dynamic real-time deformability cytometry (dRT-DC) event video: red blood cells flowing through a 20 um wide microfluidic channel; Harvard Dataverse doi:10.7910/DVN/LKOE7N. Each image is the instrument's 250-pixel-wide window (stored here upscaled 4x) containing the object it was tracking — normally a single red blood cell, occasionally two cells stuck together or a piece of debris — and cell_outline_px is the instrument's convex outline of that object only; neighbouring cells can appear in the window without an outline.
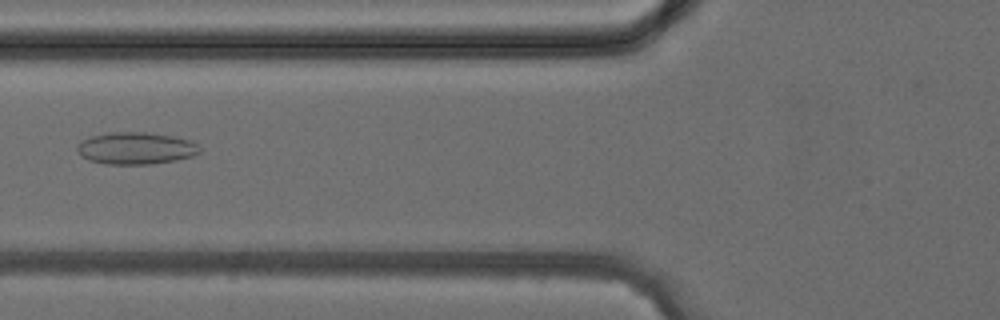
{"species": "common noctule bat (a hibernating species)", "species_latin": "Nyctalus noctula", "temperature_condition": "cold", "stored_images_in_passage": 40, "camera_frame_rate_fps": 3000, "um_per_image_px": 0.085, "animal": {"sex": "female", "body_mass_g": 24.6, "forearm_length_mm": 56.2}, "frame": {"image": 1, "passage_image": 15, "time_ms": 4.667, "image_size_px": [1000, 320], "cell_outline_px": [[200, 152], [192, 156], [176, 160], [152, 164], [108, 164], [88, 160], [80, 156], [76, 148], [76, 144], [80, 140], [92, 136], [108, 132], [144, 132], [172, 136], [188, 140], [196, 144], [200, 148]], "centroid_in_image_um": [11.49, 12.6], "position_along_channel_um": 114.3, "area_um2": 22.95}}
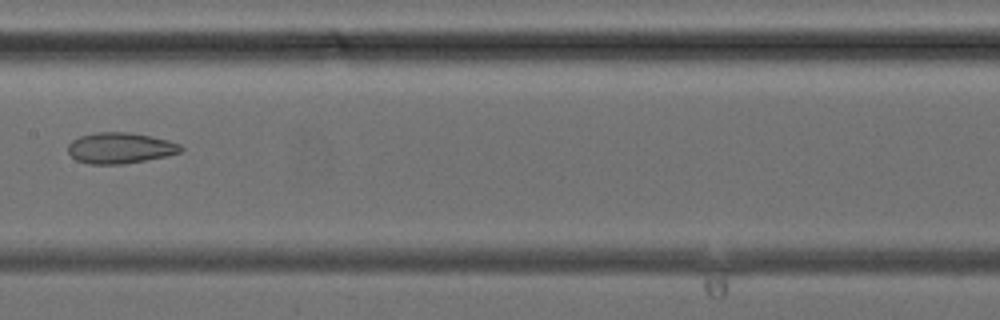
{"frame": {"image": 2, "passage_image": 20, "time_ms": 6.333, "image_size_px": [1000, 320], "cell_outline_px": [[184, 148], [180, 152], [168, 156], [124, 164], [88, 164], [76, 160], [68, 152], [68, 144], [72, 140], [80, 136], [96, 132], [128, 132], [168, 140], [180, 144]], "centroid_in_image_um": [10.21, 12.59], "position_along_channel_um": 197.2, "area_um2": 20.35}}
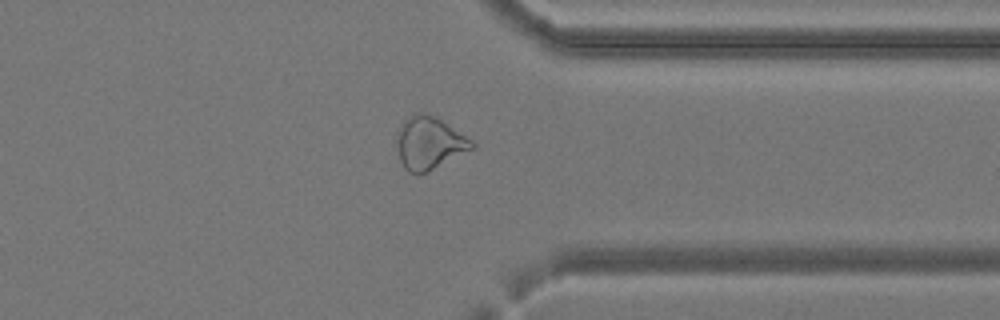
{"frame": {"image": 3, "passage_image": 31, "time_ms": 10.0, "image_size_px": [1000, 320], "cell_outline_px": [[476, 148], [424, 172], [408, 172], [404, 168], [400, 160], [396, 140], [396, 136], [400, 124], [404, 120], [420, 112], [424, 112], [440, 120], [472, 140], [476, 144]], "centroid_in_image_um": [36.48, 12.15], "position_along_channel_um": 374.9, "area_um2": 22.48}}